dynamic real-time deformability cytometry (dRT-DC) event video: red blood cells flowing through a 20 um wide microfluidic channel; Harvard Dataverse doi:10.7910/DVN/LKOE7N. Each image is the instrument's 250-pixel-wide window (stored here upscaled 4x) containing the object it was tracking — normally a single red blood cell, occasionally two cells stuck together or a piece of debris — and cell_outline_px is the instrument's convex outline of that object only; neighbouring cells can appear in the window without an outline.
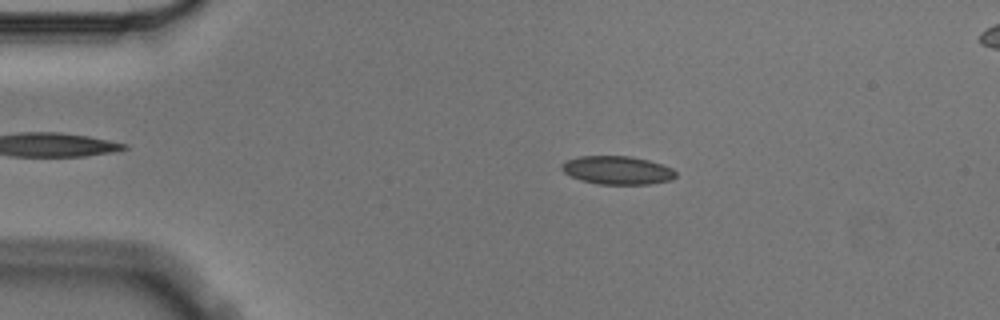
{"species": "Egyptian fruit bat (a non-hibernating species)", "species_latin": "Rousettus aegyptiacus", "temperature_condition": "cold", "stored_images_in_passage": 5, "camera_frame_rate_fps": 3000, "um_per_image_px": 0.085, "animal": {"sex": "male"}, "frame": {"image": 1, "passage_image": 2, "time_ms": 0.333, "image_size_px": [1000, 320], "cell_outline_px": [[676, 176], [672, 180], [648, 184], [600, 184], [580, 180], [564, 172], [560, 168], [560, 164], [568, 160], [580, 156], [628, 156], [648, 160], [672, 168], [676, 172]], "centroid_in_image_um": [52.47, 14.47], "position_along_channel_um": 32.5, "area_um2": 18.73}}
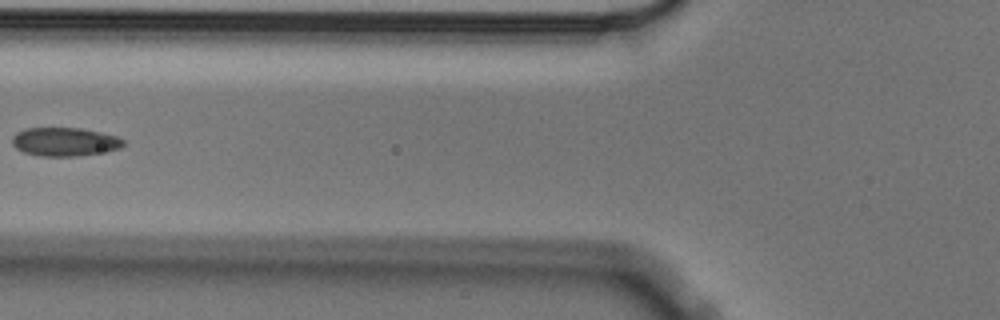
{"frame": {"image": 2, "passage_image": 5, "time_ms": 1.333, "image_size_px": [1000, 320], "cell_outline_px": [[124, 144], [120, 148], [76, 156], [40, 156], [24, 152], [16, 148], [12, 144], [12, 136], [16, 132], [24, 128], [80, 128], [100, 132], [116, 136], [124, 140]], "centroid_in_image_um": [5.44, 12.04], "position_along_channel_um": 120.4, "area_um2": 18.38}}